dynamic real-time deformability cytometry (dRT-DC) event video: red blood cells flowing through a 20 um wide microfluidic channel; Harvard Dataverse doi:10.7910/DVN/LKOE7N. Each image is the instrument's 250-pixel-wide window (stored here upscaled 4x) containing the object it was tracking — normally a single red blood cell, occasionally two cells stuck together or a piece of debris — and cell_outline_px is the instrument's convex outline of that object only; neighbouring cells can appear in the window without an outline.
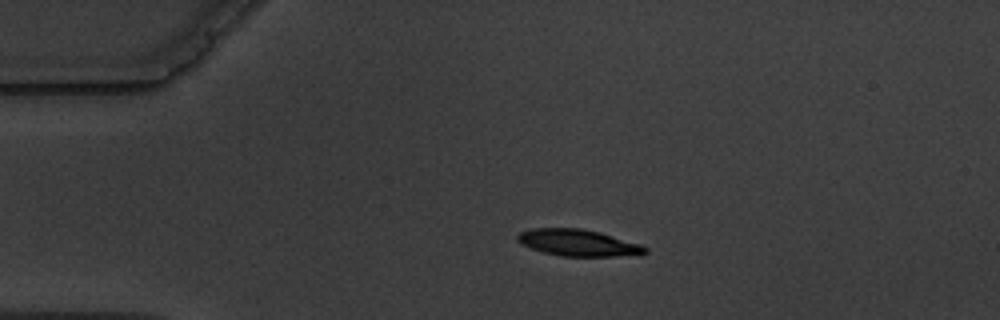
{"species": "common noctule bat (a hibernating species)", "species_latin": "Nyctalus noctula", "temperature_condition": "warm", "stored_images_in_passage": 4, "camera_frame_rate_fps": 3000, "um_per_image_px": 0.085, "animal": {"sex": "male", "body_mass_g": 19.5, "forearm_length_mm": 54.6}, "frame": {"image": 1, "passage_image": 3, "time_ms": 2.333, "image_size_px": [1000, 320], "cell_outline_px": [[648, 252], [640, 256], [560, 256], [544, 252], [520, 244], [516, 240], [516, 236], [520, 232], [532, 228], [580, 228], [600, 232], [640, 244], [648, 248]], "centroid_in_image_um": [49.17, 20.64], "position_along_channel_um": 35.8, "area_um2": 20.0}}